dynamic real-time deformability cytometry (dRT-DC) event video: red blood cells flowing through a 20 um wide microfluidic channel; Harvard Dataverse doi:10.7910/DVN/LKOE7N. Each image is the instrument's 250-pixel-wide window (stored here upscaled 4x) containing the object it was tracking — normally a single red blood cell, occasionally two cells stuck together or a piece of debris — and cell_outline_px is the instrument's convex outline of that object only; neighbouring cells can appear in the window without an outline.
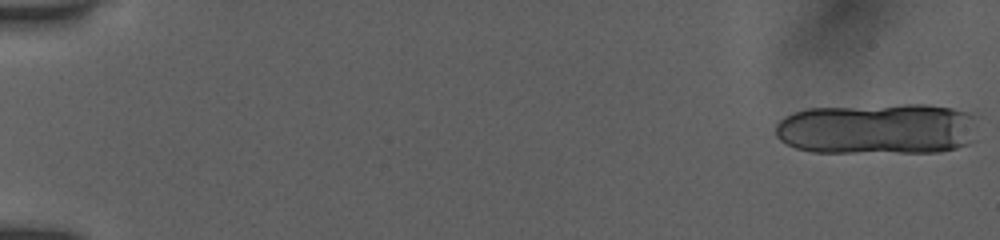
{"species": "human", "species_latin": "Homo sapiens", "temperature_condition": "room temperature", "stored_images_in_passage": 44, "camera_frame_rate_fps": 3000, "um_per_image_px": 0.085, "donor": {"sex": "female"}, "frame": {"image": 1, "passage_image": 1, "time_ms": 0.0, "image_size_px": [1000, 240], "cell_outline_px": [[976, 140], [968, 144], [956, 148], [940, 152], [812, 152], [796, 148], [780, 140], [776, 136], [776, 124], [784, 116], [808, 108], [904, 104], [928, 104], [952, 108], [968, 112], [976, 116]], "centroid_in_image_um": [74.65, 10.95], "position_along_channel_um": 10.4, "area_um2": 61.15}}
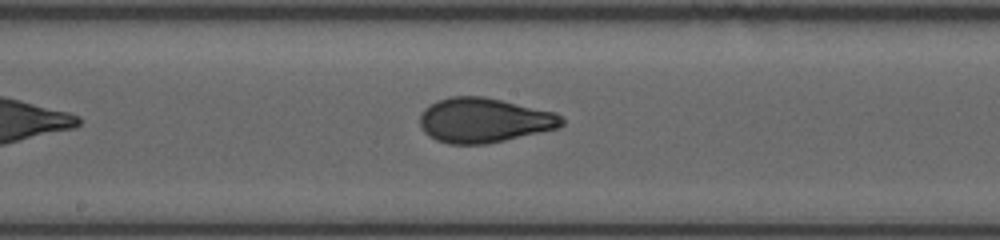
{"frame": {"image": 2, "passage_image": 21, "time_ms": 6.667, "image_size_px": [1000, 240], "cell_outline_px": [[564, 124], [560, 128], [504, 140], [484, 144], [448, 144], [436, 140], [428, 136], [420, 128], [420, 116], [424, 108], [428, 104], [436, 100], [448, 96], [484, 96], [556, 112], [564, 120]], "centroid_in_image_um": [41.12, 10.21], "position_along_channel_um": 207.1, "area_um2": 37.28}}
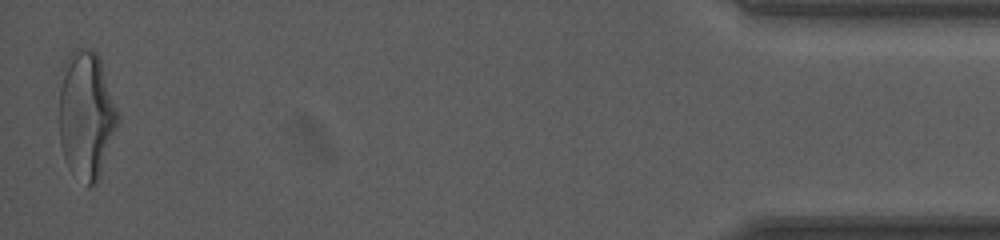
{"frame": {"image": 3, "passage_image": 44, "time_ms": 14.333, "image_size_px": [1000, 240], "cell_outline_px": [[120, 124], [100, 176], [88, 188], [68, 168], [60, 144], [60, 68], [72, 48], [92, 48], [100, 56], [120, 112]], "centroid_in_image_um": [7.37, 9.72], "position_along_channel_um": 427.8, "area_um2": 45.08}, "authors_computed_cell_mechanics": {"area_um2": 37.57, "velocity_mm_per_s": 3.9178, "shape_relaxation_time_tau1_ms": 3.505, "shape_relaxation_time_tau2_ms": 0.5665, "deformation_change_tau1": 0.1571, "deformation_change_tau2": 0.0613}}